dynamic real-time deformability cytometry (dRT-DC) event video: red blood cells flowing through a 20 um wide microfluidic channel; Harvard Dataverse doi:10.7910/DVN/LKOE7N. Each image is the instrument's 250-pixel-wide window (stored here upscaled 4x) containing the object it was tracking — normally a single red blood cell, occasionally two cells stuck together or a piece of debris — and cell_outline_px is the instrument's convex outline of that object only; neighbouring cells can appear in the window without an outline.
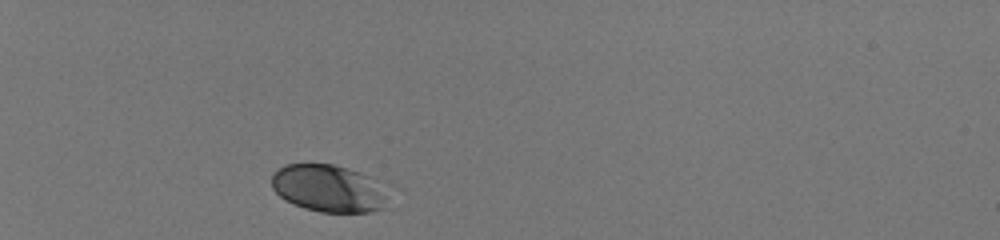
{"species": "human", "species_latin": "Homo sapiens", "temperature_condition": "room temperature", "stored_images_in_passage": 32, "camera_frame_rate_fps": 3000, "um_per_image_px": 0.085, "donor": {"sex": "male"}, "frame": {"image": 1, "passage_image": 1, "time_ms": 0.0, "image_size_px": [1000, 240], "cell_outline_px": [[384, 208], [368, 212], [320, 212], [304, 208], [292, 204], [284, 200], [272, 188], [272, 172], [284, 164], [332, 164], [348, 168], [368, 176], [384, 196]], "centroid_in_image_um": [27.78, 16.01], "position_along_channel_um": 57.2, "area_um2": 31.44}}
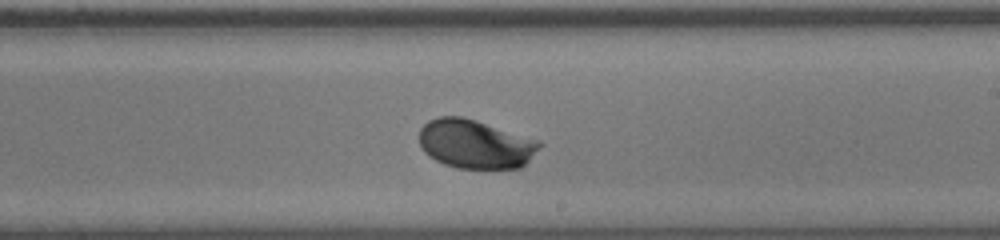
{"frame": {"image": 2, "passage_image": 19, "time_ms": 6.0, "image_size_px": [1000, 240], "cell_outline_px": [[544, 144], [520, 168], [456, 168], [444, 164], [428, 156], [424, 152], [420, 144], [420, 128], [428, 120], [440, 116], [460, 116], [476, 120], [540, 140]], "centroid_in_image_um": [40.4, 12.23], "position_along_channel_um": 248.6, "area_um2": 34.33}}
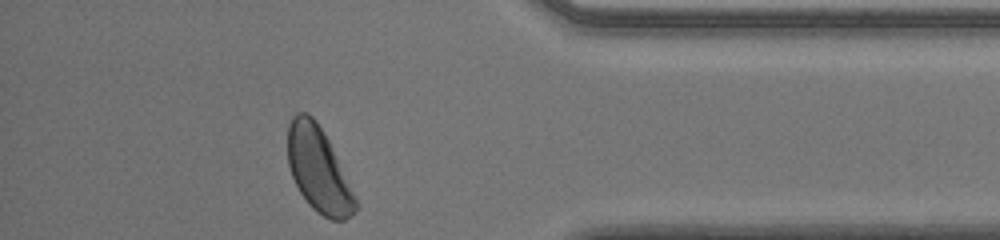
{"frame": {"image": 3, "passage_image": 32, "time_ms": 10.333, "image_size_px": [1000, 240], "cell_outline_px": [[360, 204], [356, 212], [344, 220], [332, 220], [316, 212], [308, 204], [300, 192], [292, 176], [288, 164], [288, 124], [292, 116], [296, 112], [308, 112], [316, 120], [324, 132]], "centroid_in_image_um": [27.08, 14.43], "position_along_channel_um": 408.1, "area_um2": 33.64}, "authors_computed_cell_mechanics": {"area_um2": 33.4373, "velocity_mm_per_s": 3.9774, "shape_relaxation_time_tau1_ms": 1.3792, "shape_relaxation_time_tau2_ms": null, "deformation_change_tau1": 0.0971, "deformation_change_tau2": null}}